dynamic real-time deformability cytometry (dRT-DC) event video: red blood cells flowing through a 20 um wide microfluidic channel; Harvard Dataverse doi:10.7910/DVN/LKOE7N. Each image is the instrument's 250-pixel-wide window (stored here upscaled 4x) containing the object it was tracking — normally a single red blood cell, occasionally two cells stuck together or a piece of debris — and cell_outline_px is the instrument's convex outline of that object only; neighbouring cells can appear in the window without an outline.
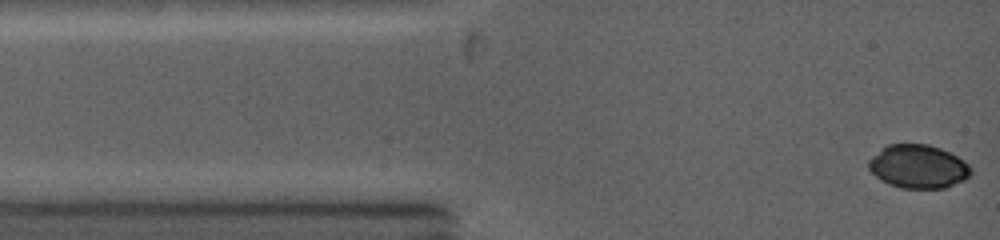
{"species": "common noctule bat (a hibernating species)", "species_latin": "Nyctalus noctula", "temperature_condition": "warm", "stored_images_in_passage": 10, "camera_frame_rate_fps": 5000, "um_per_image_px": 0.085, "animal": {"sex": "female", "body_mass_g": 19.0, "forearm_length_mm": 53.3}, "frame": {"image": 1, "passage_image": 1, "time_ms": 0.0, "image_size_px": [1000, 240], "cell_outline_px": [[972, 172], [964, 180], [944, 188], [900, 188], [888, 184], [880, 180], [868, 168], [868, 160], [872, 156], [888, 144], [928, 144], [940, 148], [964, 160], [972, 168]], "centroid_in_image_um": [78.04, 14.16], "position_along_channel_um": 7.0, "area_um2": 25.89}}
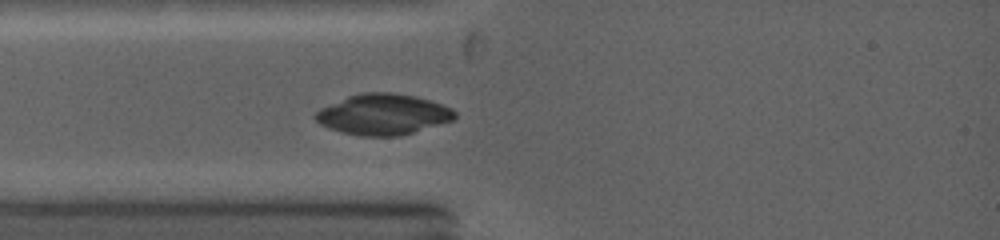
{"frame": {"image": 2, "passage_image": 7, "time_ms": 2.4, "image_size_px": [1000, 240], "cell_outline_px": [[456, 116], [452, 120], [412, 132], [396, 136], [360, 136], [328, 128], [320, 124], [312, 116], [320, 108], [348, 96], [364, 92], [384, 92], [412, 96], [428, 100], [452, 108], [456, 112]], "centroid_in_image_um": [32.51, 9.72], "position_along_channel_um": 52.5, "area_um2": 32.6}}